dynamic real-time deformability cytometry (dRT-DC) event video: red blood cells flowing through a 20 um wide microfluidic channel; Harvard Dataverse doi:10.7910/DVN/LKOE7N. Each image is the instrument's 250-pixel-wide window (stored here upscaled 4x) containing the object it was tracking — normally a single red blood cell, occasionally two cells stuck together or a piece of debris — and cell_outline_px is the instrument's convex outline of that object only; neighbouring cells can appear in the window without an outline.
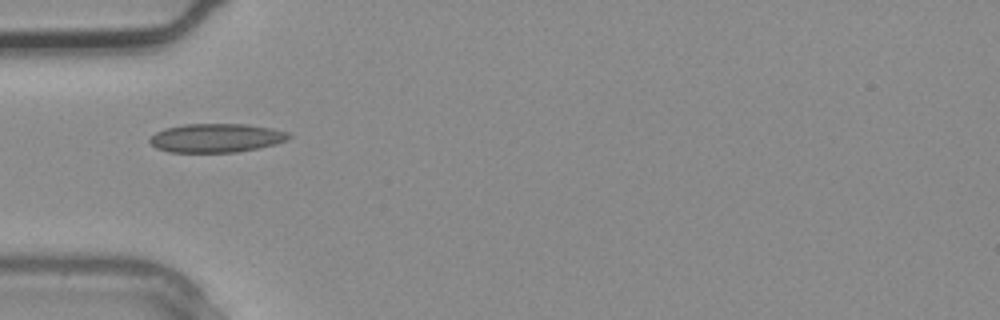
{"species": "common noctule bat (a hibernating species)", "species_latin": "Nyctalus noctula", "temperature_condition": "warm", "stored_images_in_passage": 1, "camera_frame_rate_fps": 3000, "um_per_image_px": 0.085, "animal": {"sex": "male", "body_mass_g": 20.4}, "frame": {"image": 1, "passage_image": 1, "time_ms": 0.0, "image_size_px": [1000, 320], "cell_outline_px": [[292, 136], [288, 140], [276, 144], [236, 152], [168, 152], [156, 148], [148, 140], [156, 132], [164, 128], [184, 124], [244, 124], [272, 128], [288, 132]], "centroid_in_image_um": [18.38, 11.72], "position_along_channel_um": 66.6, "area_um2": 23.35}}